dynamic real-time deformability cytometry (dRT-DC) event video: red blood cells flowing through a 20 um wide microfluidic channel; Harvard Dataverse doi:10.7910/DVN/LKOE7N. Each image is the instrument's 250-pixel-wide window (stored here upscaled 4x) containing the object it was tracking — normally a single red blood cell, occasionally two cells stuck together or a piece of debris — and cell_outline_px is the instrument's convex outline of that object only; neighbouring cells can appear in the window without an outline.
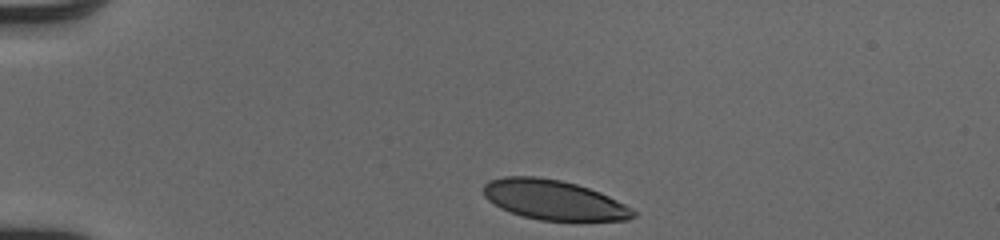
{"species": "human", "species_latin": "Homo sapiens", "temperature_condition": "cold", "stored_images_in_passage": 34, "camera_frame_rate_fps": 3000, "um_per_image_px": 0.085, "donor": {"sex": "male"}, "frame": {"image": 1, "passage_image": 1, "time_ms": 0.0, "image_size_px": [1000, 240], "cell_outline_px": [[636, 216], [628, 220], [576, 224], [540, 220], [524, 216], [500, 208], [488, 200], [484, 196], [484, 184], [488, 180], [504, 176], [536, 176], [560, 180], [576, 184], [600, 192], [632, 208], [636, 212]], "centroid_in_image_um": [47.14, 17.05], "position_along_channel_um": 37.9, "area_um2": 35.78}}
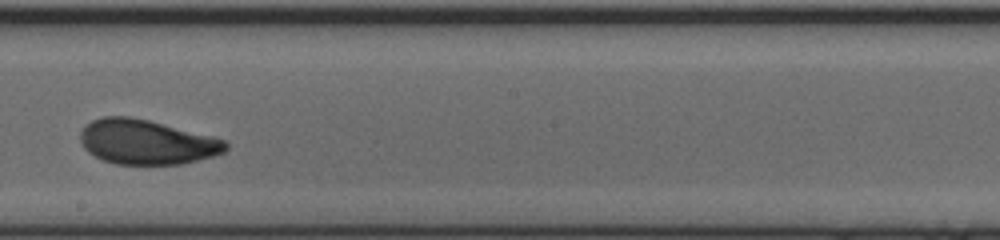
{"frame": {"image": 2, "passage_image": 20, "time_ms": 6.333, "image_size_px": [1000, 240], "cell_outline_px": [[228, 148], [224, 152], [212, 156], [180, 164], [116, 164], [104, 160], [88, 152], [84, 148], [80, 140], [80, 132], [84, 124], [92, 120], [104, 116], [128, 116], [148, 120], [212, 136], [224, 140], [228, 144]], "centroid_in_image_um": [12.42, 12.06], "position_along_channel_um": 235.8, "area_um2": 37.69}}
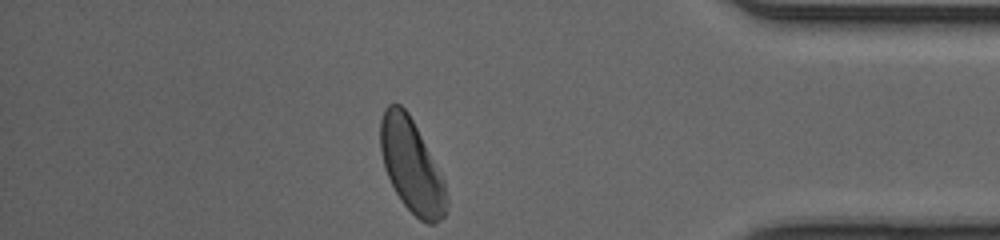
{"frame": {"image": 3, "passage_image": 34, "time_ms": 11.0, "image_size_px": [1000, 240], "cell_outline_px": [[448, 204], [444, 216], [440, 220], [432, 224], [428, 224], [420, 220], [404, 204], [396, 192], [384, 168], [380, 148], [380, 120], [384, 108], [388, 104], [400, 104], [408, 112], [440, 172], [444, 180], [448, 196]], "centroid_in_image_um": [34.98, 14.1], "position_along_channel_um": 400.2, "area_um2": 35.66}, "authors_computed_cell_mechanics": {"area_um2": 37.6856, "velocity_mm_per_s": 4.076, "shape_relaxation_time_tau1_ms": 3.4729, "shape_relaxation_time_tau2_ms": 0.7533, "deformation_change_tau1": 0.1299, "deformation_change_tau2": 0.0544}}